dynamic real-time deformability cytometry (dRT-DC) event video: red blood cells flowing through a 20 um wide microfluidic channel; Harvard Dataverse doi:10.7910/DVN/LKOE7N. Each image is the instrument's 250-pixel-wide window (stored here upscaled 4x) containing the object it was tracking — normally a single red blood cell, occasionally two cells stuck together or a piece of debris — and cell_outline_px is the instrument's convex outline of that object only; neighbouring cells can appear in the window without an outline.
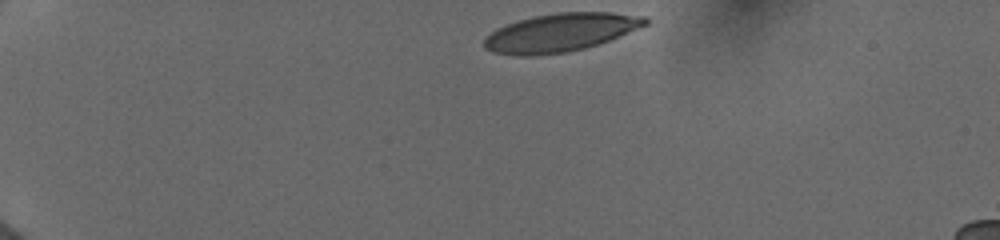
{"species": "human", "species_latin": "Homo sapiens", "temperature_condition": "cold", "stored_images_in_passage": 33, "camera_frame_rate_fps": 3000, "um_per_image_px": 0.085, "donor": {"sex": "female"}, "frame": {"image": 1, "passage_image": 1, "time_ms": 0.0, "image_size_px": [1000, 240], "cell_outline_px": [[648, 24], [608, 40], [584, 48], [564, 52], [528, 56], [492, 52], [484, 48], [484, 40], [496, 28], [520, 20], [536, 16], [556, 12], [612, 12], [648, 16]], "centroid_in_image_um": [47.67, 2.74], "position_along_channel_um": 37.3, "area_um2": 35.37}}
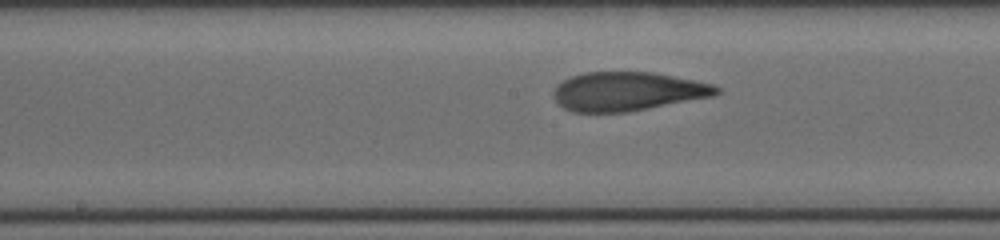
{"frame": {"image": 2, "passage_image": 14, "time_ms": 6.0, "image_size_px": [1000, 240], "cell_outline_px": [[720, 92], [716, 96], [628, 112], [572, 112], [564, 108], [552, 96], [556, 84], [572, 76], [584, 72], [652, 72], [716, 84], [720, 88]], "centroid_in_image_um": [53.38, 7.77], "position_along_channel_um": 194.8, "area_um2": 37.17}}
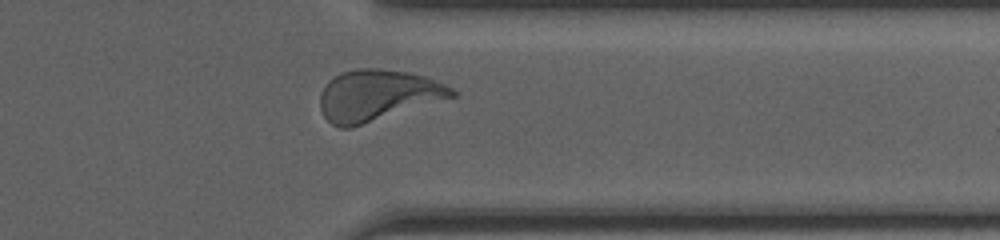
{"frame": {"image": 3, "passage_image": 29, "time_ms": 10.667, "image_size_px": [1000, 240], "cell_outline_px": [[456, 96], [352, 128], [340, 128], [332, 124], [324, 116], [320, 108], [320, 92], [324, 84], [328, 80], [340, 72], [356, 68], [380, 68], [408, 72], [424, 76], [444, 84], [452, 88], [456, 92]], "centroid_in_image_um": [32.04, 8.1], "position_along_channel_um": 379.4, "area_um2": 39.48}, "authors_computed_cell_mechanics": {"area_um2": 37.0498, "velocity_mm_per_s": 3.9577, "shape_relaxation_time_tau1_ms": 5.8692, "shape_relaxation_time_tau2_ms": 1.0839, "deformation_change_tau1": 0.2176, "deformation_change_tau2": 0.0931}}